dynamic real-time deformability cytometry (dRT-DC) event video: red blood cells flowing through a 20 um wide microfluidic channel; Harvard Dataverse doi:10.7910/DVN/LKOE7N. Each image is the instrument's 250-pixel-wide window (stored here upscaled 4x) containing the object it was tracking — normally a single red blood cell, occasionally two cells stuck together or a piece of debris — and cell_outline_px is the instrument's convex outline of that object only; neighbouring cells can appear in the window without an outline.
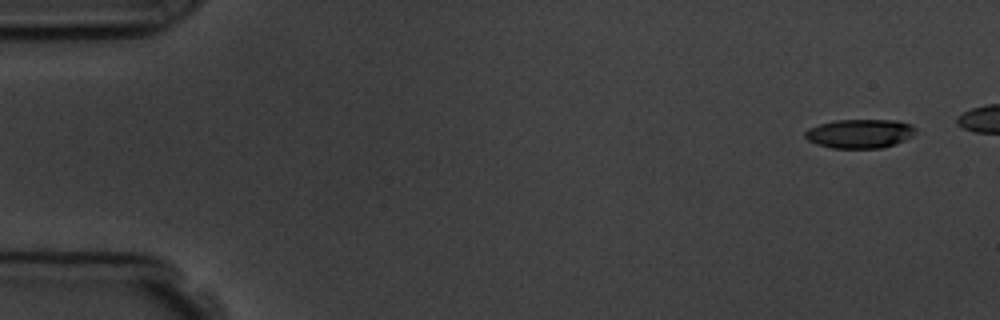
{"species": "common noctule bat (a hibernating species)", "species_latin": "Nyctalus noctula", "temperature_condition": "room temperature", "stored_images_in_passage": 6, "camera_frame_rate_fps": 3000, "um_per_image_px": 0.085, "animal": {"sex": "male", "body_mass_g": 19.5, "forearm_length_mm": 54.6}, "frame": {"image": 1, "passage_image": 1, "time_ms": 0.0, "image_size_px": [1000, 320], "cell_outline_px": [[916, 132], [912, 136], [896, 144], [880, 148], [832, 148], [816, 144], [808, 140], [804, 136], [804, 132], [808, 128], [820, 124], [836, 120], [900, 120], [912, 124], [916, 128]], "centroid_in_image_um": [73.1, 11.35], "position_along_channel_um": 11.9, "area_um2": 18.84}}